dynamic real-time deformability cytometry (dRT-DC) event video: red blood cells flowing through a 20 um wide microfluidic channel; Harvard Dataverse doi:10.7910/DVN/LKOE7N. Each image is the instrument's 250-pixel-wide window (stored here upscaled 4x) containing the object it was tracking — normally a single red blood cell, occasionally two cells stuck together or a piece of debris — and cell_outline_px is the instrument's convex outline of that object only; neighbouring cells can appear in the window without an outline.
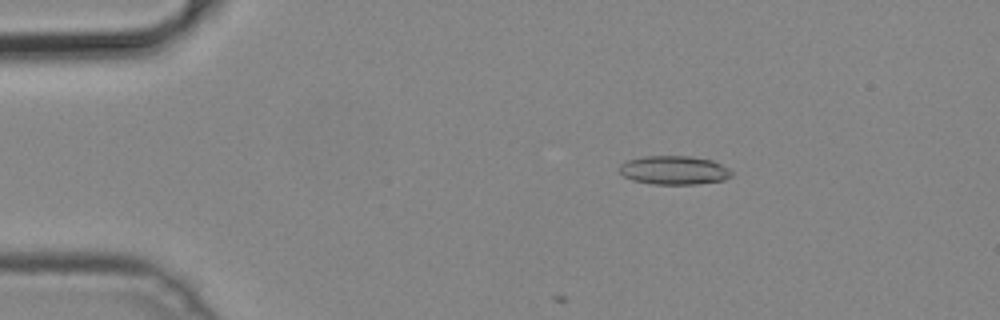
{"species": "common noctule bat (a hibernating species)", "species_latin": "Nyctalus noctula", "temperature_condition": "cold", "stored_images_in_passage": 7, "camera_frame_rate_fps": 3000, "um_per_image_px": 0.085, "animal": {"sex": "male", "body_mass_g": 19.2, "forearm_length_mm": 51.8}, "frame": {"image": 1, "passage_image": 5, "time_ms": 1.333, "image_size_px": [1000, 320], "cell_outline_px": [[732, 176], [724, 180], [696, 184], [652, 184], [632, 180], [624, 176], [620, 172], [620, 164], [628, 160], [644, 156], [688, 156], [712, 160], [728, 168], [732, 172]], "centroid_in_image_um": [57.3, 14.47], "position_along_channel_um": 27.7, "area_um2": 18.73}}